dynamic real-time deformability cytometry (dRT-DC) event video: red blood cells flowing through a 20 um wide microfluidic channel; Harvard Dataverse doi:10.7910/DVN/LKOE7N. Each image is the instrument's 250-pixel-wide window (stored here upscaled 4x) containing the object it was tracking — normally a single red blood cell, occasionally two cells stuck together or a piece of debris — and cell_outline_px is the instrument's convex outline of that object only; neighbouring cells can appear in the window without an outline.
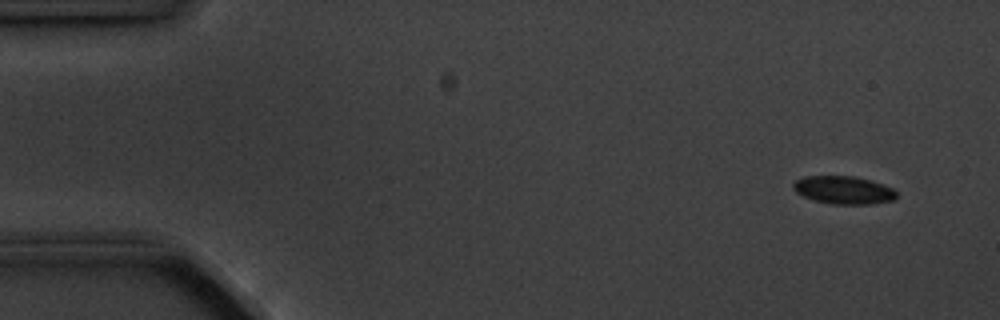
{"species": "common noctule bat (a hibernating species)", "species_latin": "Nyctalus noctula", "temperature_condition": "cold", "stored_images_in_passage": 5, "camera_frame_rate_fps": 3000, "um_per_image_px": 0.085, "animal": {"sex": "male", "body_mass_g": 20.1, "forearm_length_mm": 53.5}, "frame": {"image": 1, "passage_image": 1, "time_ms": 0.0, "image_size_px": [1000, 320], "cell_outline_px": [[896, 196], [892, 200], [872, 204], [832, 204], [812, 200], [796, 192], [792, 188], [792, 184], [796, 180], [804, 176], [856, 176], [872, 180], [892, 188], [896, 192]], "centroid_in_image_um": [71.68, 16.15], "position_along_channel_um": 13.3, "area_um2": 16.88}}
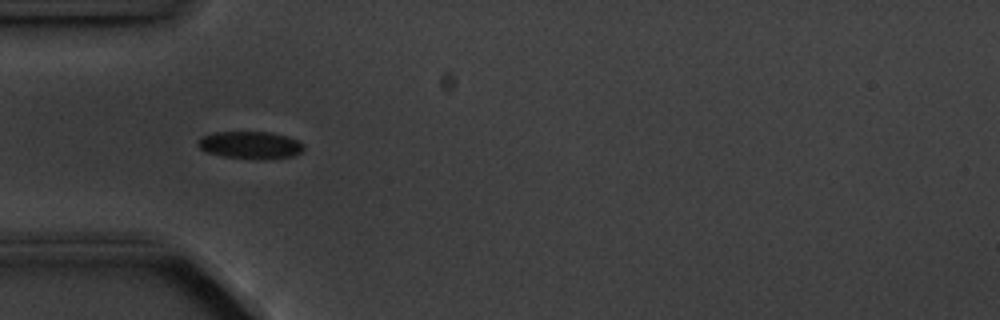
{"frame": {"image": 2, "passage_image": 4, "time_ms": 4.333, "image_size_px": [1000, 320], "cell_outline_px": [[304, 148], [296, 156], [268, 160], [256, 160], [224, 156], [204, 152], [196, 144], [200, 136], [216, 132], [268, 132], [288, 136], [304, 144]], "centroid_in_image_um": [21.28, 12.35], "position_along_channel_um": 63.7, "area_um2": 17.28}}